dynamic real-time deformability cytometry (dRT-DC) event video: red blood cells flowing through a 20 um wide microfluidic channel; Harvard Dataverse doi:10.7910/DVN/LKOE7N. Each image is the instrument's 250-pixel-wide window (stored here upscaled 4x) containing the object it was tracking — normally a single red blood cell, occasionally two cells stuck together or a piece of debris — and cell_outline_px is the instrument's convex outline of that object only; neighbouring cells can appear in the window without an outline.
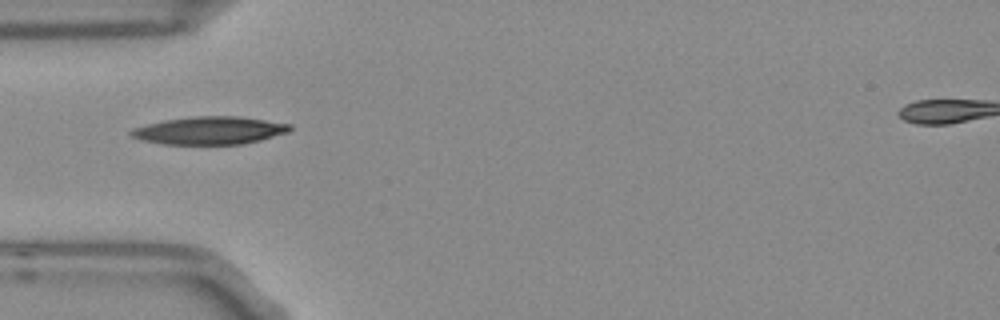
{"species": "Egyptian fruit bat (a non-hibernating species)", "species_latin": "Rousettus aegyptiacus", "temperature_condition": "room temperature", "stored_images_in_passage": 6, "camera_frame_rate_fps": 3000, "um_per_image_px": 0.085, "frame": {"image": 1, "passage_image": 4, "time_ms": 1.0, "image_size_px": [1000, 320], "cell_outline_px": [[292, 128], [288, 132], [260, 140], [244, 144], [164, 144], [140, 140], [132, 136], [128, 132], [132, 128], [164, 120], [196, 116], [240, 116], [292, 124]], "centroid_in_image_um": [17.82, 11.09], "position_along_channel_um": 67.2, "area_um2": 25.72}}
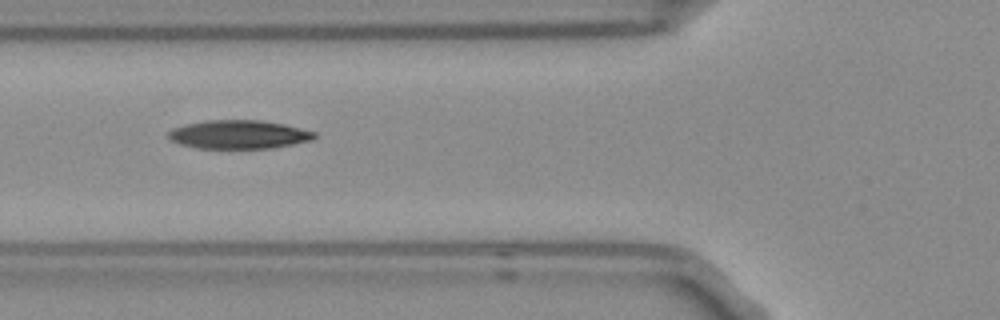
{"frame": {"image": 2, "passage_image": 5, "time_ms": 1.333, "image_size_px": [1000, 320], "cell_outline_px": [[316, 136], [312, 140], [272, 148], [196, 148], [180, 144], [172, 140], [168, 136], [168, 132], [172, 128], [184, 124], [204, 120], [260, 120], [284, 124], [316, 132]], "centroid_in_image_um": [20.28, 11.42], "position_along_channel_um": 105.5, "area_um2": 24.33}}